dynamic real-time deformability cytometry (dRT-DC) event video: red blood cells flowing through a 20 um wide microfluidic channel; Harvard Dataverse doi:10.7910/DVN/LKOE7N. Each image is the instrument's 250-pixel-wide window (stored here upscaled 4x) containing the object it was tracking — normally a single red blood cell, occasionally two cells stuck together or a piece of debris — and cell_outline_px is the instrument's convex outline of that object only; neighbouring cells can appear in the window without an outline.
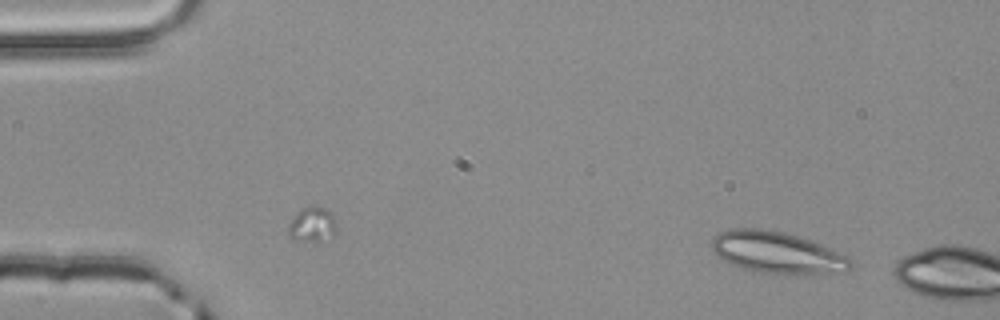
{"species": "common noctule bat (a hibernating species)", "species_latin": "Nyctalus noctula", "temperature_condition": "room temperature", "stored_images_in_passage": 4, "camera_frame_rate_fps": 3000, "um_per_image_px": 0.085, "animal": {"sex": "male", "body_mass_g": 20.4}, "frame": {"image": 1, "passage_image": 1, "time_ms": 0.0, "image_size_px": [1000, 320], "cell_outline_px": [[852, 268], [824, 272], [788, 276], [752, 272], [732, 264], [716, 256], [712, 252], [712, 236], [720, 232], [732, 228], [760, 228], [784, 232], [812, 240], [848, 256], [852, 260]], "centroid_in_image_um": [65.99, 21.47], "position_along_channel_um": 19.0, "area_um2": 34.1}}